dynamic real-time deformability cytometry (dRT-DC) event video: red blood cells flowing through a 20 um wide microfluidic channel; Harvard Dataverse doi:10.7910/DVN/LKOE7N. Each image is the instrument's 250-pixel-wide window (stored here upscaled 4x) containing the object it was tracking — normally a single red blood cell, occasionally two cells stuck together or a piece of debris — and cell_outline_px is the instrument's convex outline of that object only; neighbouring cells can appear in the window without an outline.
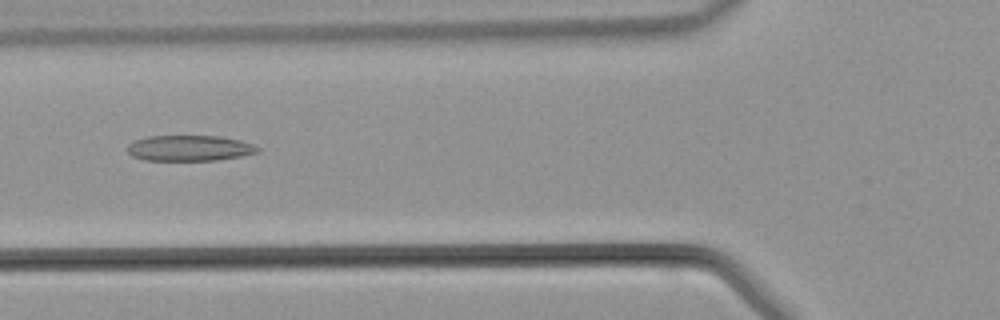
{"species": "common noctule bat (a hibernating species)", "species_latin": "Nyctalus noctula", "temperature_condition": "warm", "stored_images_in_passage": 33, "camera_frame_rate_fps": 3000, "um_per_image_px": 0.085, "animal": {"sex": "male", "body_mass_g": 21.5, "forearm_length_mm": 52.0}, "frame": {"image": 1, "passage_image": 6, "time_ms": 1.667, "image_size_px": [1000, 320], "cell_outline_px": [[260, 152], [240, 156], [216, 160], [144, 160], [132, 156], [128, 152], [128, 144], [136, 140], [148, 136], [220, 136], [240, 140], [252, 144], [260, 148]], "centroid_in_image_um": [16.12, 12.59], "position_along_channel_um": 109.7, "area_um2": 19.42}}
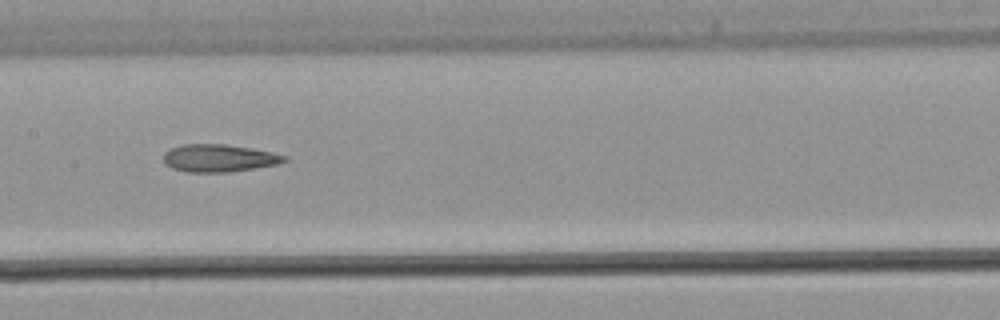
{"frame": {"image": 2, "passage_image": 11, "time_ms": 3.333, "image_size_px": [1000, 320], "cell_outline_px": [[288, 160], [276, 164], [228, 172], [188, 172], [172, 168], [164, 164], [164, 152], [168, 148], [180, 144], [224, 144], [252, 148], [288, 156]], "centroid_in_image_um": [18.56, 13.43], "position_along_channel_um": 188.8, "area_um2": 19.42}}
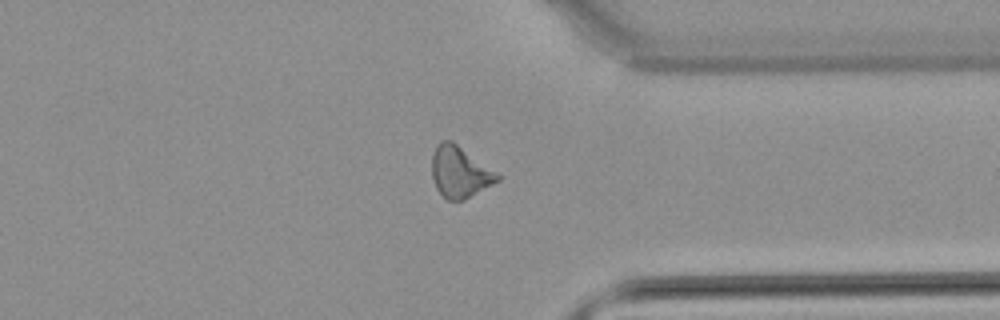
{"frame": {"image": 3, "passage_image": 23, "time_ms": 7.333, "image_size_px": [1000, 320], "cell_outline_px": [[500, 180], [464, 200], [448, 200], [436, 188], [432, 180], [432, 156], [440, 140], [452, 140], [496, 172], [500, 176]], "centroid_in_image_um": [39.07, 14.62], "position_along_channel_um": 372.3, "area_um2": 19.36}}